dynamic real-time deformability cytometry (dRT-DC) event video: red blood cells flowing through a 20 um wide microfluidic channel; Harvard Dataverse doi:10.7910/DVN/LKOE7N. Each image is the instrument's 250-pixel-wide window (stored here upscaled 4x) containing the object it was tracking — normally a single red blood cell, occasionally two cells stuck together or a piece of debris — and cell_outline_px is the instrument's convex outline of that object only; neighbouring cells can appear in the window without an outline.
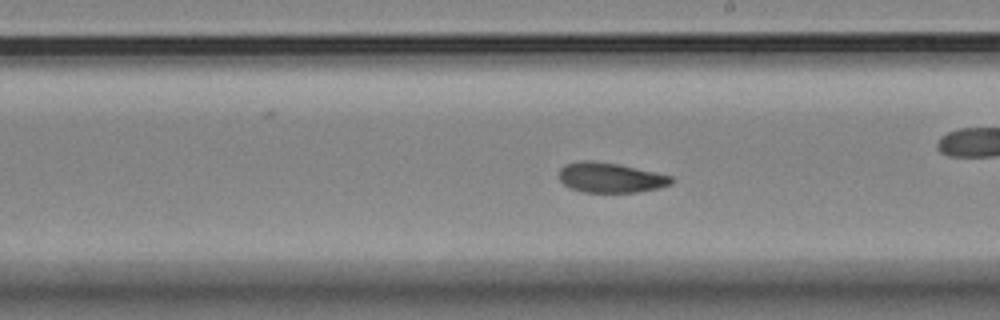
{"species": "Egyptian fruit bat (a non-hibernating species)", "species_latin": "Rousettus aegyptiacus", "temperature_condition": "room temperature", "stored_images_in_passage": 56, "camera_frame_rate_fps": 3000, "um_per_image_px": 0.085, "animal": {"sex": "female"}, "frame": {"image": 1, "passage_image": 32, "time_ms": 10.333, "image_size_px": [1000, 320], "cell_outline_px": [[672, 184], [660, 188], [636, 192], [584, 192], [572, 188], [564, 184], [560, 180], [560, 168], [564, 164], [580, 160], [592, 160], [620, 164], [656, 172], [672, 176]], "centroid_in_image_um": [51.9, 15.08], "position_along_channel_um": 237.1, "area_um2": 19.71}}